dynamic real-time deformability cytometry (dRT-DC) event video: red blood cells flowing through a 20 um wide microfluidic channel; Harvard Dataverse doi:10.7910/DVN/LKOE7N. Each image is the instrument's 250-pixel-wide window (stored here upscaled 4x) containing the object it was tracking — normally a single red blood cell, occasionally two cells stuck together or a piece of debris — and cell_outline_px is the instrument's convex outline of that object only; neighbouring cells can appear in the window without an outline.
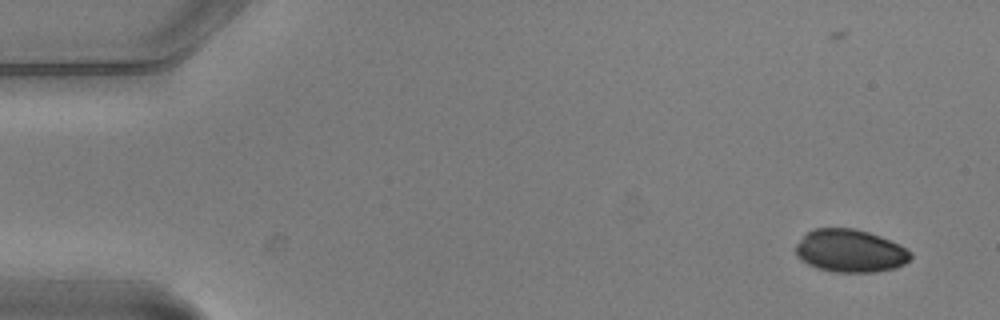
{"species": "common noctule bat (a hibernating species)", "species_latin": "Nyctalus noctula", "temperature_condition": "warm", "stored_images_in_passage": 3, "camera_frame_rate_fps": 3000, "um_per_image_px": 0.085, "animal": {"sex": "male", "body_mass_g": 20.5, "forearm_length_mm": 52.5}, "frame": {"image": 1, "passage_image": 2, "time_ms": 0.333, "image_size_px": [1000, 320], "cell_outline_px": [[912, 256], [904, 264], [896, 268], [876, 272], [836, 272], [816, 268], [800, 260], [796, 256], [796, 244], [812, 228], [856, 228], [880, 236], [900, 244], [912, 252]], "centroid_in_image_um": [72.27, 21.32], "position_along_channel_um": 12.7, "area_um2": 28.84}}
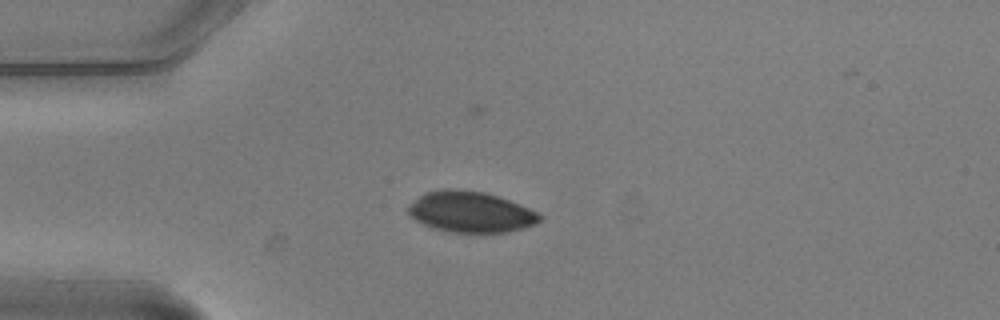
{"frame": {"image": 2, "passage_image": 3, "time_ms": 0.667, "image_size_px": [1000, 320], "cell_outline_px": [[544, 216], [536, 224], [524, 228], [508, 232], [452, 232], [432, 228], [416, 220], [408, 212], [408, 204], [424, 192], [444, 188], [456, 188], [484, 192], [508, 200], [540, 212]], "centroid_in_image_um": [40.01, 18.0], "position_along_channel_um": 45.0, "area_um2": 31.5}}